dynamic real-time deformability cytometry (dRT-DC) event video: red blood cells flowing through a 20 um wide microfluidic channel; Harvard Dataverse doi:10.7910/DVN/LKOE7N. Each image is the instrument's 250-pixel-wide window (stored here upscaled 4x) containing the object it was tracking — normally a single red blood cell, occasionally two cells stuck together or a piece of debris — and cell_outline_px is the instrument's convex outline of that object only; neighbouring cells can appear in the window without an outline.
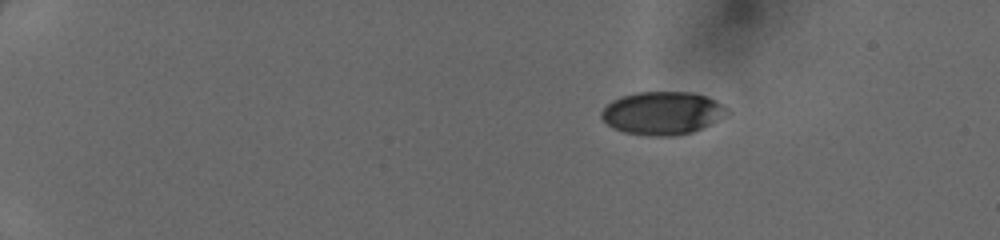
{"species": "human", "species_latin": "Homo sapiens", "temperature_condition": "cold", "stored_images_in_passage": 41, "camera_frame_rate_fps": 3000, "um_per_image_px": 0.085, "donor": {"sex": "female"}, "frame": {"image": 1, "passage_image": 1, "time_ms": 0.0, "image_size_px": [1000, 240], "cell_outline_px": [[728, 112], [708, 124], [692, 132], [676, 136], [648, 136], [624, 132], [608, 124], [600, 116], [600, 112], [612, 100], [620, 96], [636, 92], [692, 92], [704, 96], [720, 104]], "centroid_in_image_um": [56.22, 9.61], "position_along_channel_um": 28.8, "area_um2": 30.92}}
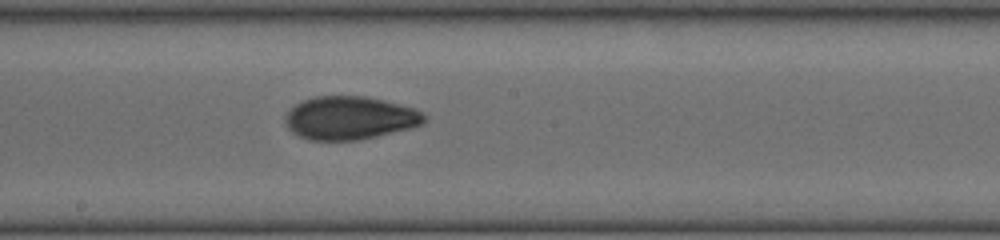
{"frame": {"image": 2, "passage_image": 22, "time_ms": 7.0, "image_size_px": [1000, 240], "cell_outline_px": [[428, 120], [424, 124], [408, 128], [356, 140], [308, 140], [292, 132], [288, 128], [284, 120], [284, 116], [296, 104], [304, 100], [316, 96], [364, 96], [384, 100], [416, 108], [424, 112]], "centroid_in_image_um": [29.75, 10.01], "position_along_channel_um": 218.5, "area_um2": 34.91}}
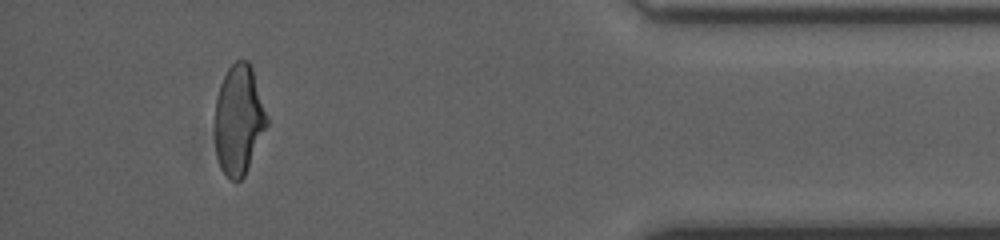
{"frame": {"image": 3, "passage_image": 38, "time_ms": 12.333, "image_size_px": [1000, 240], "cell_outline_px": [[268, 124], [244, 176], [240, 180], [232, 180], [220, 168], [216, 156], [216, 96], [220, 84], [228, 68], [236, 60], [248, 60], [252, 68], [268, 120]], "centroid_in_image_um": [20.29, 10.17], "position_along_channel_um": 414.9, "area_um2": 32.71}}